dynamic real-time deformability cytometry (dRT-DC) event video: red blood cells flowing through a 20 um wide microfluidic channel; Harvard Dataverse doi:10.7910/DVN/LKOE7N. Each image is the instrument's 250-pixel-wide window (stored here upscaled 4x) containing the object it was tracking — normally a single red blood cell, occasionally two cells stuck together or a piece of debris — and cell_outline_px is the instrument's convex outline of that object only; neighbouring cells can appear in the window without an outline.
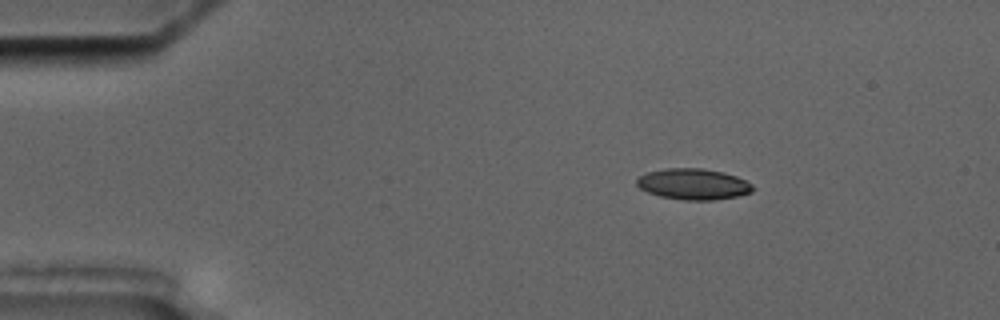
{"species": "common noctule bat (a hibernating species)", "species_latin": "Nyctalus noctula", "temperature_condition": "cold", "stored_images_in_passage": 4, "camera_frame_rate_fps": 3000, "um_per_image_px": 0.085, "animal": {"sex": "male", "body_mass_g": 17.5, "forearm_length_mm": 52.3}, "frame": {"image": 1, "passage_image": 1, "time_ms": 0.0, "image_size_px": [1000, 320], "cell_outline_px": [[756, 188], [752, 192], [740, 196], [712, 200], [684, 200], [660, 196], [648, 192], [640, 188], [636, 184], [636, 180], [640, 176], [648, 172], [664, 168], [704, 168], [724, 172], [736, 176], [752, 184]], "centroid_in_image_um": [58.96, 15.65], "position_along_channel_um": 26.0, "area_um2": 21.1}}
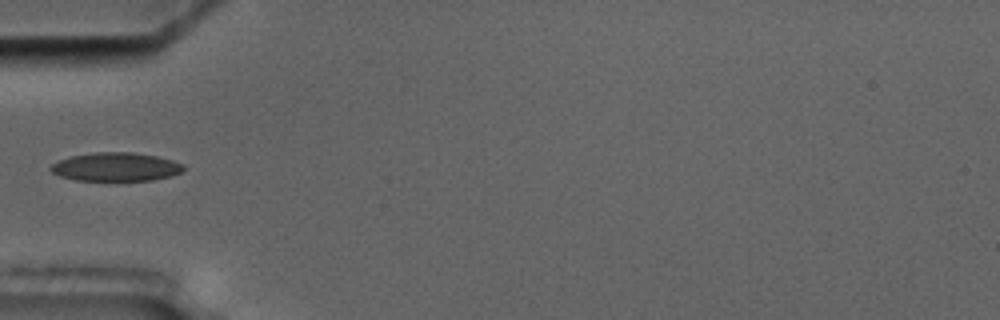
{"frame": {"image": 2, "passage_image": 4, "time_ms": 3.333, "image_size_px": [1000, 320], "cell_outline_px": [[184, 168], [180, 172], [168, 176], [152, 180], [76, 180], [60, 176], [52, 172], [48, 168], [52, 164], [68, 156], [96, 152], [132, 152], [156, 156], [172, 160], [184, 164]], "centroid_in_image_um": [9.81, 14.17], "position_along_channel_um": 75.2, "area_um2": 21.96}}